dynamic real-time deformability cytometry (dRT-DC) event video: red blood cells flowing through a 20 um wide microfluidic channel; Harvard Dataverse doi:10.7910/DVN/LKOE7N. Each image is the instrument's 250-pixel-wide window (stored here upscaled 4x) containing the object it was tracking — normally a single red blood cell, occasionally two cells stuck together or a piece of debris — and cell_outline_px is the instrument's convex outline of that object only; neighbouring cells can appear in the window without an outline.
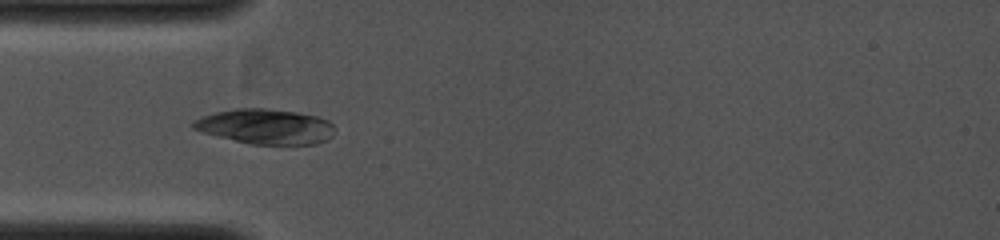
{"species": "common noctule bat (a hibernating species)", "species_latin": "Nyctalus noctula", "temperature_condition": "cold", "stored_images_in_passage": 38, "camera_frame_rate_fps": 4000, "um_per_image_px": 0.085, "animal": {"sex": "female", "body_mass_g": 19.0, "forearm_length_mm": 53.3}, "frame": {"image": 1, "passage_image": 4, "time_ms": 1.25, "image_size_px": [1000, 240], "cell_outline_px": [[336, 128], [332, 136], [316, 144], [252, 144], [204, 132], [192, 128], [192, 120], [216, 112], [236, 108], [264, 108], [296, 112], [316, 116], [328, 120]], "centroid_in_image_um": [22.61, 10.74], "position_along_channel_um": 62.4, "area_um2": 28.55}}
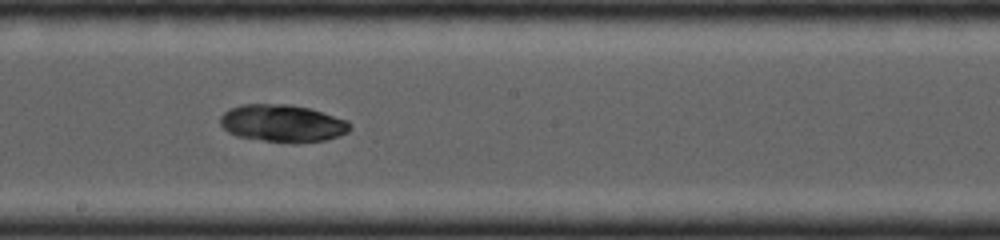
{"frame": {"image": 2, "passage_image": 17, "time_ms": 4.25, "image_size_px": [1000, 240], "cell_outline_px": [[352, 128], [348, 132], [324, 140], [264, 140], [236, 136], [228, 132], [220, 124], [220, 116], [224, 112], [240, 104], [288, 104], [308, 108], [348, 120], [352, 124]], "centroid_in_image_um": [23.99, 10.44], "position_along_channel_um": 224.2, "area_um2": 27.46}}
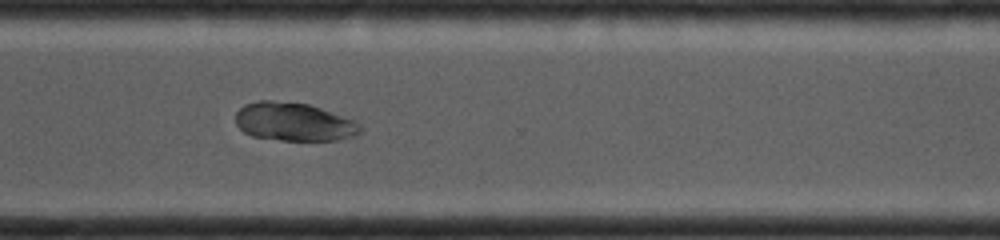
{"frame": {"image": 3, "passage_image": 27, "time_ms": 6.5, "image_size_px": [1000, 240], "cell_outline_px": [[364, 128], [356, 136], [336, 140], [280, 140], [252, 136], [244, 132], [236, 124], [236, 112], [244, 104], [256, 100], [272, 100], [308, 104], [356, 120]], "centroid_in_image_um": [25.0, 10.35], "position_along_channel_um": 345.6, "area_um2": 28.09}}